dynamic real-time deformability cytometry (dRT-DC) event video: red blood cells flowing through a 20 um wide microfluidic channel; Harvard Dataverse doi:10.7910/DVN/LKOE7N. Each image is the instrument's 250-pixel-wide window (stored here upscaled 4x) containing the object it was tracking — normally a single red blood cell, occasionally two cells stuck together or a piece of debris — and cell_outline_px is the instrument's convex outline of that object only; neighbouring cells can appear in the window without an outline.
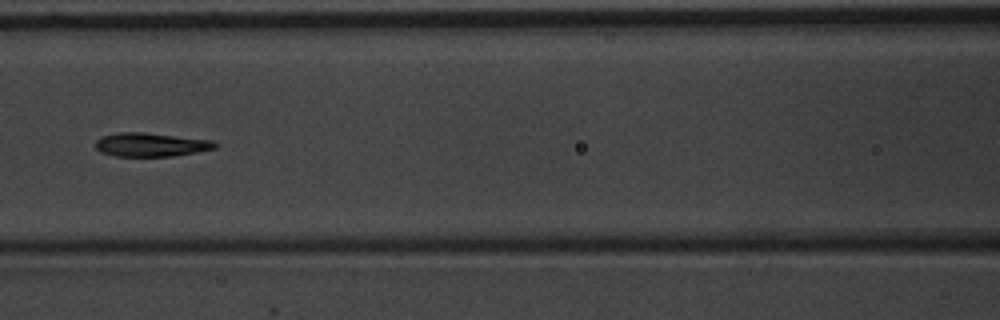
{"species": "common noctule bat (a hibernating species)", "species_latin": "Nyctalus noctula", "temperature_condition": "warm", "stored_images_in_passage": 10, "camera_frame_rate_fps": 3000, "um_per_image_px": 0.085, "animal": {"sex": "male", "body_mass_g": 20.1, "forearm_length_mm": 53.5}, "frame": {"image": 1, "passage_image": 7, "time_ms": 2.0, "image_size_px": [1000, 320], "cell_outline_px": [[216, 148], [196, 152], [172, 156], [116, 156], [100, 152], [96, 148], [96, 140], [100, 136], [120, 132], [144, 132], [212, 140], [216, 144]], "centroid_in_image_um": [12.79, 12.29], "position_along_channel_um": 153.8, "area_um2": 16.47}}
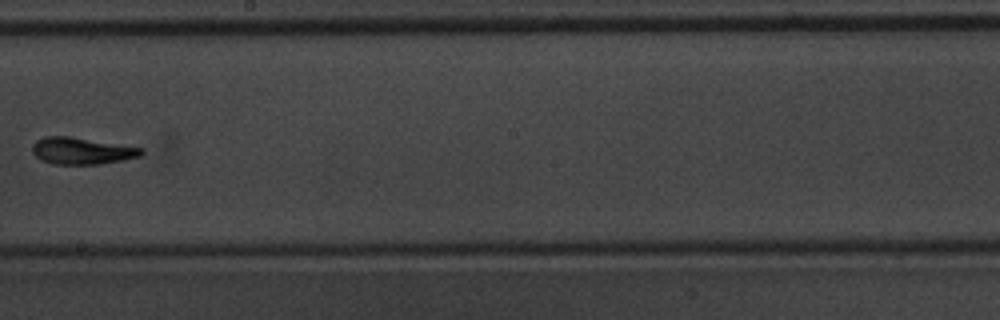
{"frame": {"image": 2, "passage_image": 9, "time_ms": 2.667, "image_size_px": [1000, 320], "cell_outline_px": [[144, 152], [140, 156], [124, 160], [100, 164], [52, 164], [40, 160], [32, 152], [32, 144], [36, 140], [44, 136], [68, 136], [144, 148]], "centroid_in_image_um": [6.93, 12.83], "position_along_channel_um": 241.3, "area_um2": 17.11}}